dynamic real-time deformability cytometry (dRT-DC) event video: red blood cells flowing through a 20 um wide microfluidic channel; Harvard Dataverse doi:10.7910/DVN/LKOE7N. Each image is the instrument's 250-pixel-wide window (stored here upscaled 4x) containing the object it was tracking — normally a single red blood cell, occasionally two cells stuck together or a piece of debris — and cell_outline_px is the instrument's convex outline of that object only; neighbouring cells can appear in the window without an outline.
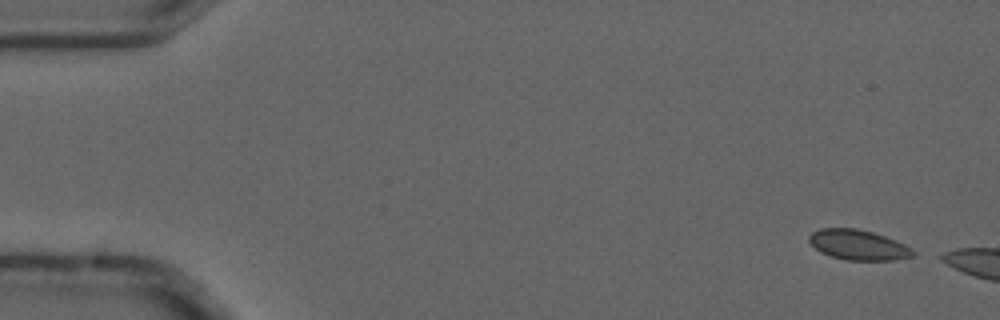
{"species": "common noctule bat (a hibernating species)", "species_latin": "Nyctalus noctula", "temperature_condition": "cold", "stored_images_in_passage": 3, "camera_frame_rate_fps": 3000, "um_per_image_px": 0.085, "animal": {"sex": "male", "forearm_length_mm": 52.5}, "frame": {"image": 1, "passage_image": 1, "time_ms": 0.0, "image_size_px": [1000, 320], "cell_outline_px": [[916, 256], [896, 260], [848, 260], [832, 256], [820, 252], [808, 240], [808, 236], [812, 232], [820, 228], [856, 228], [872, 232], [884, 236], [904, 244], [912, 248], [916, 252]], "centroid_in_image_um": [72.98, 20.82], "position_along_channel_um": 12.0, "area_um2": 18.26}}